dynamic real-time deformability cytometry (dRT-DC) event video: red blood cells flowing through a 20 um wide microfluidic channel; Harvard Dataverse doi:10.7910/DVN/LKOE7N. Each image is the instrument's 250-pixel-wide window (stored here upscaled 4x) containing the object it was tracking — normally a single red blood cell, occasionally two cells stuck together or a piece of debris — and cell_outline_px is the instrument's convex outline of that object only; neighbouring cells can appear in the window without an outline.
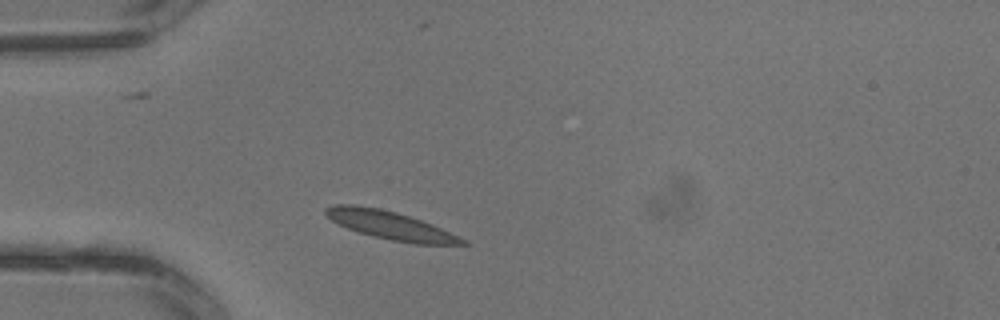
{"species": "common noctule bat (a hibernating species)", "species_latin": "Nyctalus noctula", "temperature_condition": "warm", "stored_images_in_passage": 3, "camera_frame_rate_fps": 3000, "um_per_image_px": 0.085, "animal": {"sex": "male", "body_mass_g": 13.3}, "frame": {"image": 1, "passage_image": 3, "time_ms": 0.667, "image_size_px": [1000, 320], "cell_outline_px": [[468, 244], [416, 244], [392, 240], [372, 236], [348, 228], [332, 220], [324, 212], [324, 208], [332, 204], [356, 204], [380, 208], [396, 212], [432, 224], [464, 240]], "centroid_in_image_um": [33.09, 19.12], "position_along_channel_um": 51.9, "area_um2": 22.02}}